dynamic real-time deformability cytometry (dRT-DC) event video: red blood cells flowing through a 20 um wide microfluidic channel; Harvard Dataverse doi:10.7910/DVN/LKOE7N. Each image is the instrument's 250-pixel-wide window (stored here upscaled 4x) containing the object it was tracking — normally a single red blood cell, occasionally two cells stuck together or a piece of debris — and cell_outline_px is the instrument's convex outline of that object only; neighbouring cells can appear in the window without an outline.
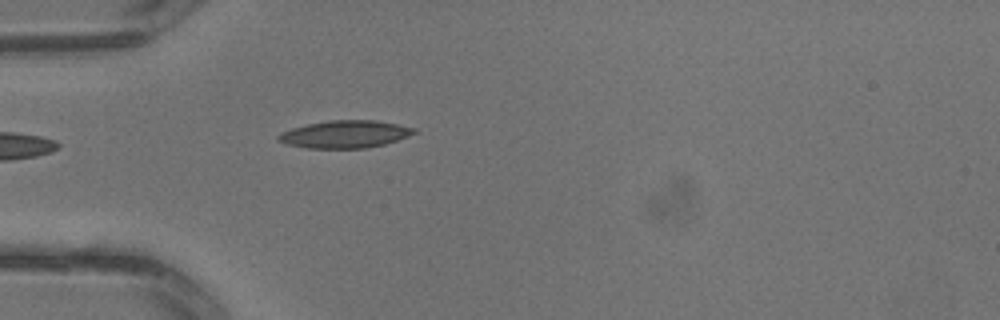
{"species": "common noctule bat (a hibernating species)", "species_latin": "Nyctalus noctula", "temperature_condition": "warm", "stored_images_in_passage": 1, "camera_frame_rate_fps": 3000, "um_per_image_px": 0.085, "animal": {"sex": "male", "body_mass_g": 13.3}, "frame": {"image": 1, "passage_image": 1, "time_ms": 0.0, "image_size_px": [1000, 320], "cell_outline_px": [[416, 132], [408, 136], [384, 144], [364, 148], [308, 148], [288, 144], [276, 140], [276, 136], [280, 132], [292, 128], [308, 124], [328, 120], [376, 120], [416, 128]], "centroid_in_image_um": [29.29, 11.4], "position_along_channel_um": 55.7, "area_um2": 21.62}}